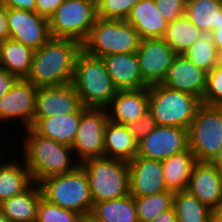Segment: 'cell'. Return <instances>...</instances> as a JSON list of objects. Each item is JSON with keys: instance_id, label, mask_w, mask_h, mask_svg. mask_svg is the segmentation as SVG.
Segmentation results:
<instances>
[{"instance_id": "obj_1", "label": "cell", "mask_w": 222, "mask_h": 222, "mask_svg": "<svg viewBox=\"0 0 222 222\" xmlns=\"http://www.w3.org/2000/svg\"><path fill=\"white\" fill-rule=\"evenodd\" d=\"M82 50V44L76 40L51 37L34 51L26 80L37 88L70 84L77 56Z\"/></svg>"}, {"instance_id": "obj_2", "label": "cell", "mask_w": 222, "mask_h": 222, "mask_svg": "<svg viewBox=\"0 0 222 222\" xmlns=\"http://www.w3.org/2000/svg\"><path fill=\"white\" fill-rule=\"evenodd\" d=\"M24 130L27 134L22 146V160L24 159L33 182L39 184L48 177L71 172L80 165L71 156L74 154L72 146L41 136L32 127Z\"/></svg>"}, {"instance_id": "obj_3", "label": "cell", "mask_w": 222, "mask_h": 222, "mask_svg": "<svg viewBox=\"0 0 222 222\" xmlns=\"http://www.w3.org/2000/svg\"><path fill=\"white\" fill-rule=\"evenodd\" d=\"M71 84L86 108H107L118 91L103 60L84 50L77 56Z\"/></svg>"}, {"instance_id": "obj_4", "label": "cell", "mask_w": 222, "mask_h": 222, "mask_svg": "<svg viewBox=\"0 0 222 222\" xmlns=\"http://www.w3.org/2000/svg\"><path fill=\"white\" fill-rule=\"evenodd\" d=\"M39 186L43 198L52 204L82 216L92 212L93 200L89 181L81 165L71 172L46 178Z\"/></svg>"}, {"instance_id": "obj_5", "label": "cell", "mask_w": 222, "mask_h": 222, "mask_svg": "<svg viewBox=\"0 0 222 222\" xmlns=\"http://www.w3.org/2000/svg\"><path fill=\"white\" fill-rule=\"evenodd\" d=\"M149 108L158 126L189 129L201 100L163 84L148 87Z\"/></svg>"}, {"instance_id": "obj_6", "label": "cell", "mask_w": 222, "mask_h": 222, "mask_svg": "<svg viewBox=\"0 0 222 222\" xmlns=\"http://www.w3.org/2000/svg\"><path fill=\"white\" fill-rule=\"evenodd\" d=\"M86 171L94 203L118 199L129 193V162L98 157L80 164Z\"/></svg>"}, {"instance_id": "obj_7", "label": "cell", "mask_w": 222, "mask_h": 222, "mask_svg": "<svg viewBox=\"0 0 222 222\" xmlns=\"http://www.w3.org/2000/svg\"><path fill=\"white\" fill-rule=\"evenodd\" d=\"M141 38L134 27L125 20L97 18L82 44L89 55L102 58L120 53H135Z\"/></svg>"}, {"instance_id": "obj_8", "label": "cell", "mask_w": 222, "mask_h": 222, "mask_svg": "<svg viewBox=\"0 0 222 222\" xmlns=\"http://www.w3.org/2000/svg\"><path fill=\"white\" fill-rule=\"evenodd\" d=\"M97 18L96 0H64L49 18L51 37L83 44Z\"/></svg>"}, {"instance_id": "obj_9", "label": "cell", "mask_w": 222, "mask_h": 222, "mask_svg": "<svg viewBox=\"0 0 222 222\" xmlns=\"http://www.w3.org/2000/svg\"><path fill=\"white\" fill-rule=\"evenodd\" d=\"M188 139L196 160L211 162L222 147V106L201 103L188 129Z\"/></svg>"}, {"instance_id": "obj_10", "label": "cell", "mask_w": 222, "mask_h": 222, "mask_svg": "<svg viewBox=\"0 0 222 222\" xmlns=\"http://www.w3.org/2000/svg\"><path fill=\"white\" fill-rule=\"evenodd\" d=\"M108 121L106 108H86L81 113L78 133L72 149L81 164L85 160L104 157V130Z\"/></svg>"}, {"instance_id": "obj_11", "label": "cell", "mask_w": 222, "mask_h": 222, "mask_svg": "<svg viewBox=\"0 0 222 222\" xmlns=\"http://www.w3.org/2000/svg\"><path fill=\"white\" fill-rule=\"evenodd\" d=\"M136 54L140 73L148 86L163 83L177 55L163 38L141 39Z\"/></svg>"}, {"instance_id": "obj_12", "label": "cell", "mask_w": 222, "mask_h": 222, "mask_svg": "<svg viewBox=\"0 0 222 222\" xmlns=\"http://www.w3.org/2000/svg\"><path fill=\"white\" fill-rule=\"evenodd\" d=\"M188 148V129L157 125L137 144V155L163 161Z\"/></svg>"}, {"instance_id": "obj_13", "label": "cell", "mask_w": 222, "mask_h": 222, "mask_svg": "<svg viewBox=\"0 0 222 222\" xmlns=\"http://www.w3.org/2000/svg\"><path fill=\"white\" fill-rule=\"evenodd\" d=\"M9 38L36 51L50 38L49 19L37 12L7 8Z\"/></svg>"}, {"instance_id": "obj_14", "label": "cell", "mask_w": 222, "mask_h": 222, "mask_svg": "<svg viewBox=\"0 0 222 222\" xmlns=\"http://www.w3.org/2000/svg\"><path fill=\"white\" fill-rule=\"evenodd\" d=\"M37 87L26 79H18L0 99V122L18 120L23 129L31 127L35 113Z\"/></svg>"}, {"instance_id": "obj_15", "label": "cell", "mask_w": 222, "mask_h": 222, "mask_svg": "<svg viewBox=\"0 0 222 222\" xmlns=\"http://www.w3.org/2000/svg\"><path fill=\"white\" fill-rule=\"evenodd\" d=\"M83 107L73 85L40 87L37 89L33 119L76 113Z\"/></svg>"}, {"instance_id": "obj_16", "label": "cell", "mask_w": 222, "mask_h": 222, "mask_svg": "<svg viewBox=\"0 0 222 222\" xmlns=\"http://www.w3.org/2000/svg\"><path fill=\"white\" fill-rule=\"evenodd\" d=\"M187 191L213 211L222 208V173L211 162L197 161Z\"/></svg>"}, {"instance_id": "obj_17", "label": "cell", "mask_w": 222, "mask_h": 222, "mask_svg": "<svg viewBox=\"0 0 222 222\" xmlns=\"http://www.w3.org/2000/svg\"><path fill=\"white\" fill-rule=\"evenodd\" d=\"M129 193L147 196L168 191L164 182L162 161L136 155L129 162Z\"/></svg>"}, {"instance_id": "obj_18", "label": "cell", "mask_w": 222, "mask_h": 222, "mask_svg": "<svg viewBox=\"0 0 222 222\" xmlns=\"http://www.w3.org/2000/svg\"><path fill=\"white\" fill-rule=\"evenodd\" d=\"M207 72L194 65L185 55L177 54L163 85L203 99Z\"/></svg>"}, {"instance_id": "obj_19", "label": "cell", "mask_w": 222, "mask_h": 222, "mask_svg": "<svg viewBox=\"0 0 222 222\" xmlns=\"http://www.w3.org/2000/svg\"><path fill=\"white\" fill-rule=\"evenodd\" d=\"M101 59L118 90H139L149 87L140 73L136 52L113 54Z\"/></svg>"}, {"instance_id": "obj_20", "label": "cell", "mask_w": 222, "mask_h": 222, "mask_svg": "<svg viewBox=\"0 0 222 222\" xmlns=\"http://www.w3.org/2000/svg\"><path fill=\"white\" fill-rule=\"evenodd\" d=\"M108 107L106 109L110 110L107 111L109 121L128 125L139 119L148 110V88L118 90Z\"/></svg>"}, {"instance_id": "obj_21", "label": "cell", "mask_w": 222, "mask_h": 222, "mask_svg": "<svg viewBox=\"0 0 222 222\" xmlns=\"http://www.w3.org/2000/svg\"><path fill=\"white\" fill-rule=\"evenodd\" d=\"M138 32L141 39L163 38L169 22L159 15L154 0H140L125 20Z\"/></svg>"}, {"instance_id": "obj_22", "label": "cell", "mask_w": 222, "mask_h": 222, "mask_svg": "<svg viewBox=\"0 0 222 222\" xmlns=\"http://www.w3.org/2000/svg\"><path fill=\"white\" fill-rule=\"evenodd\" d=\"M85 109L86 107L83 106L76 113L60 114L43 119H33L31 127L41 136L72 146L78 133L81 113Z\"/></svg>"}, {"instance_id": "obj_23", "label": "cell", "mask_w": 222, "mask_h": 222, "mask_svg": "<svg viewBox=\"0 0 222 222\" xmlns=\"http://www.w3.org/2000/svg\"><path fill=\"white\" fill-rule=\"evenodd\" d=\"M42 197L39 184L33 182L24 192L8 198L0 205L9 222H36Z\"/></svg>"}, {"instance_id": "obj_24", "label": "cell", "mask_w": 222, "mask_h": 222, "mask_svg": "<svg viewBox=\"0 0 222 222\" xmlns=\"http://www.w3.org/2000/svg\"><path fill=\"white\" fill-rule=\"evenodd\" d=\"M137 144L127 125L106 122L104 157L130 162L137 155Z\"/></svg>"}, {"instance_id": "obj_25", "label": "cell", "mask_w": 222, "mask_h": 222, "mask_svg": "<svg viewBox=\"0 0 222 222\" xmlns=\"http://www.w3.org/2000/svg\"><path fill=\"white\" fill-rule=\"evenodd\" d=\"M196 162V157L189 148L163 160L164 182L167 190L173 193L186 191Z\"/></svg>"}, {"instance_id": "obj_26", "label": "cell", "mask_w": 222, "mask_h": 222, "mask_svg": "<svg viewBox=\"0 0 222 222\" xmlns=\"http://www.w3.org/2000/svg\"><path fill=\"white\" fill-rule=\"evenodd\" d=\"M3 151H0V203L17 194L24 192L32 183L30 171L25 162H2Z\"/></svg>"}, {"instance_id": "obj_27", "label": "cell", "mask_w": 222, "mask_h": 222, "mask_svg": "<svg viewBox=\"0 0 222 222\" xmlns=\"http://www.w3.org/2000/svg\"><path fill=\"white\" fill-rule=\"evenodd\" d=\"M34 50L11 38L0 42V67L18 79L29 75Z\"/></svg>"}, {"instance_id": "obj_28", "label": "cell", "mask_w": 222, "mask_h": 222, "mask_svg": "<svg viewBox=\"0 0 222 222\" xmlns=\"http://www.w3.org/2000/svg\"><path fill=\"white\" fill-rule=\"evenodd\" d=\"M185 15L204 34L222 27V1L186 0Z\"/></svg>"}, {"instance_id": "obj_29", "label": "cell", "mask_w": 222, "mask_h": 222, "mask_svg": "<svg viewBox=\"0 0 222 222\" xmlns=\"http://www.w3.org/2000/svg\"><path fill=\"white\" fill-rule=\"evenodd\" d=\"M91 213L103 222H139L134 197L130 194L94 203Z\"/></svg>"}, {"instance_id": "obj_30", "label": "cell", "mask_w": 222, "mask_h": 222, "mask_svg": "<svg viewBox=\"0 0 222 222\" xmlns=\"http://www.w3.org/2000/svg\"><path fill=\"white\" fill-rule=\"evenodd\" d=\"M204 35L184 14L169 23L163 39L177 54H184Z\"/></svg>"}, {"instance_id": "obj_31", "label": "cell", "mask_w": 222, "mask_h": 222, "mask_svg": "<svg viewBox=\"0 0 222 222\" xmlns=\"http://www.w3.org/2000/svg\"><path fill=\"white\" fill-rule=\"evenodd\" d=\"M173 208L177 222H212L214 211L187 190L174 193Z\"/></svg>"}, {"instance_id": "obj_32", "label": "cell", "mask_w": 222, "mask_h": 222, "mask_svg": "<svg viewBox=\"0 0 222 222\" xmlns=\"http://www.w3.org/2000/svg\"><path fill=\"white\" fill-rule=\"evenodd\" d=\"M139 222H147L173 207L174 193L164 191L147 196H133Z\"/></svg>"}, {"instance_id": "obj_33", "label": "cell", "mask_w": 222, "mask_h": 222, "mask_svg": "<svg viewBox=\"0 0 222 222\" xmlns=\"http://www.w3.org/2000/svg\"><path fill=\"white\" fill-rule=\"evenodd\" d=\"M183 55L207 73L221 61L210 34L199 38Z\"/></svg>"}, {"instance_id": "obj_34", "label": "cell", "mask_w": 222, "mask_h": 222, "mask_svg": "<svg viewBox=\"0 0 222 222\" xmlns=\"http://www.w3.org/2000/svg\"><path fill=\"white\" fill-rule=\"evenodd\" d=\"M82 215L40 199L36 222H80Z\"/></svg>"}, {"instance_id": "obj_35", "label": "cell", "mask_w": 222, "mask_h": 222, "mask_svg": "<svg viewBox=\"0 0 222 222\" xmlns=\"http://www.w3.org/2000/svg\"><path fill=\"white\" fill-rule=\"evenodd\" d=\"M140 0H96L97 16L102 19L126 20Z\"/></svg>"}, {"instance_id": "obj_36", "label": "cell", "mask_w": 222, "mask_h": 222, "mask_svg": "<svg viewBox=\"0 0 222 222\" xmlns=\"http://www.w3.org/2000/svg\"><path fill=\"white\" fill-rule=\"evenodd\" d=\"M201 102L222 106V60L207 73L206 89Z\"/></svg>"}, {"instance_id": "obj_37", "label": "cell", "mask_w": 222, "mask_h": 222, "mask_svg": "<svg viewBox=\"0 0 222 222\" xmlns=\"http://www.w3.org/2000/svg\"><path fill=\"white\" fill-rule=\"evenodd\" d=\"M160 16L169 23L185 14L186 0H154Z\"/></svg>"}, {"instance_id": "obj_38", "label": "cell", "mask_w": 222, "mask_h": 222, "mask_svg": "<svg viewBox=\"0 0 222 222\" xmlns=\"http://www.w3.org/2000/svg\"><path fill=\"white\" fill-rule=\"evenodd\" d=\"M156 126L157 124L155 119L149 110H147L139 119L134 122H130L127 125L137 143H139Z\"/></svg>"}, {"instance_id": "obj_39", "label": "cell", "mask_w": 222, "mask_h": 222, "mask_svg": "<svg viewBox=\"0 0 222 222\" xmlns=\"http://www.w3.org/2000/svg\"><path fill=\"white\" fill-rule=\"evenodd\" d=\"M64 0H36L35 12L49 19Z\"/></svg>"}, {"instance_id": "obj_40", "label": "cell", "mask_w": 222, "mask_h": 222, "mask_svg": "<svg viewBox=\"0 0 222 222\" xmlns=\"http://www.w3.org/2000/svg\"><path fill=\"white\" fill-rule=\"evenodd\" d=\"M18 78L8 70L0 67V99L12 88Z\"/></svg>"}, {"instance_id": "obj_41", "label": "cell", "mask_w": 222, "mask_h": 222, "mask_svg": "<svg viewBox=\"0 0 222 222\" xmlns=\"http://www.w3.org/2000/svg\"><path fill=\"white\" fill-rule=\"evenodd\" d=\"M0 2L7 8L35 12L36 0H0Z\"/></svg>"}, {"instance_id": "obj_42", "label": "cell", "mask_w": 222, "mask_h": 222, "mask_svg": "<svg viewBox=\"0 0 222 222\" xmlns=\"http://www.w3.org/2000/svg\"><path fill=\"white\" fill-rule=\"evenodd\" d=\"M9 38L7 7L0 2V42Z\"/></svg>"}, {"instance_id": "obj_43", "label": "cell", "mask_w": 222, "mask_h": 222, "mask_svg": "<svg viewBox=\"0 0 222 222\" xmlns=\"http://www.w3.org/2000/svg\"><path fill=\"white\" fill-rule=\"evenodd\" d=\"M210 36L216 47L217 53L220 59L222 60V27H219L218 29L213 30L210 33Z\"/></svg>"}, {"instance_id": "obj_44", "label": "cell", "mask_w": 222, "mask_h": 222, "mask_svg": "<svg viewBox=\"0 0 222 222\" xmlns=\"http://www.w3.org/2000/svg\"><path fill=\"white\" fill-rule=\"evenodd\" d=\"M147 222H177V217L174 208L162 212L158 217Z\"/></svg>"}, {"instance_id": "obj_45", "label": "cell", "mask_w": 222, "mask_h": 222, "mask_svg": "<svg viewBox=\"0 0 222 222\" xmlns=\"http://www.w3.org/2000/svg\"><path fill=\"white\" fill-rule=\"evenodd\" d=\"M211 163L222 173V147L220 148L214 159L211 161Z\"/></svg>"}, {"instance_id": "obj_46", "label": "cell", "mask_w": 222, "mask_h": 222, "mask_svg": "<svg viewBox=\"0 0 222 222\" xmlns=\"http://www.w3.org/2000/svg\"><path fill=\"white\" fill-rule=\"evenodd\" d=\"M80 222H103L102 220L98 219L95 215L92 213H86L81 217Z\"/></svg>"}, {"instance_id": "obj_47", "label": "cell", "mask_w": 222, "mask_h": 222, "mask_svg": "<svg viewBox=\"0 0 222 222\" xmlns=\"http://www.w3.org/2000/svg\"><path fill=\"white\" fill-rule=\"evenodd\" d=\"M212 222H222V208L214 211Z\"/></svg>"}, {"instance_id": "obj_48", "label": "cell", "mask_w": 222, "mask_h": 222, "mask_svg": "<svg viewBox=\"0 0 222 222\" xmlns=\"http://www.w3.org/2000/svg\"><path fill=\"white\" fill-rule=\"evenodd\" d=\"M0 222H9L5 216V213L3 212L1 205H0Z\"/></svg>"}]
</instances>
